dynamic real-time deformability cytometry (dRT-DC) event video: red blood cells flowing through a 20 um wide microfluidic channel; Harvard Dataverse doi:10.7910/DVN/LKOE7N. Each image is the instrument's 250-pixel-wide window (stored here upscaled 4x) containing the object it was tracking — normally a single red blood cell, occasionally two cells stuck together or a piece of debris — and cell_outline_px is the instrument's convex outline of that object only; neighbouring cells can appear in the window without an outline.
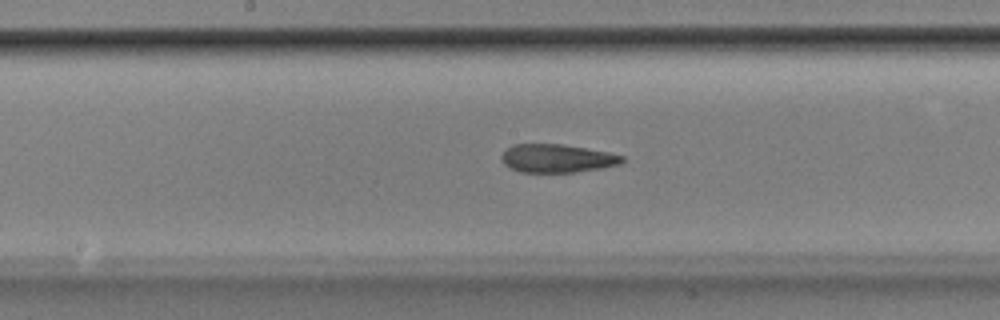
{"species": "Egyptian fruit bat (a non-hibernating species)", "species_latin": "Rousettus aegyptiacus", "temperature_condition": "room temperature", "stored_images_in_passage": 42, "camera_frame_rate_fps": 3000, "um_per_image_px": 0.085, "animal": {"sex": "male"}, "frame": {"image": 1, "passage_image": 23, "time_ms": 7.333, "image_size_px": [1000, 320], "cell_outline_px": [[624, 160], [620, 164], [600, 168], [576, 172], [520, 172], [504, 164], [500, 156], [512, 144], [560, 144], [608, 152], [624, 156]], "centroid_in_image_um": [47.34, 13.46], "position_along_channel_um": 200.9, "area_um2": 19.71}}
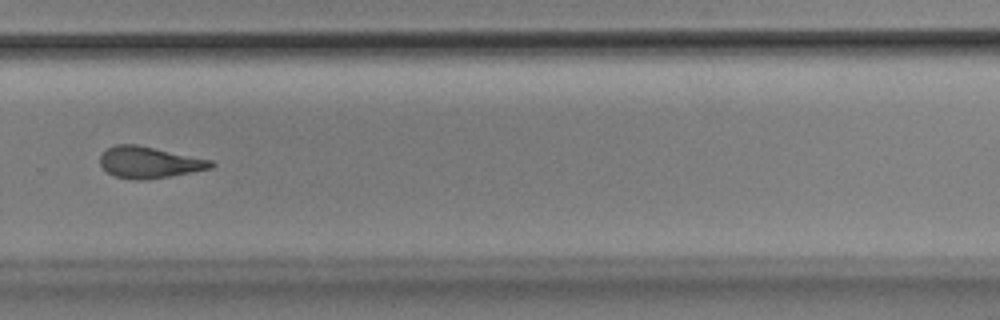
{"frame": {"image": 2, "passage_image": 32, "time_ms": 10.333, "image_size_px": [1000, 320], "cell_outline_px": [[216, 164], [212, 168], [172, 176], [144, 180], [136, 180], [116, 176], [108, 172], [100, 164], [100, 156], [108, 148], [116, 144], [136, 144], [212, 160]], "centroid_in_image_um": [12.71, 13.8], "position_along_channel_um": 317.1, "area_um2": 20.23}}
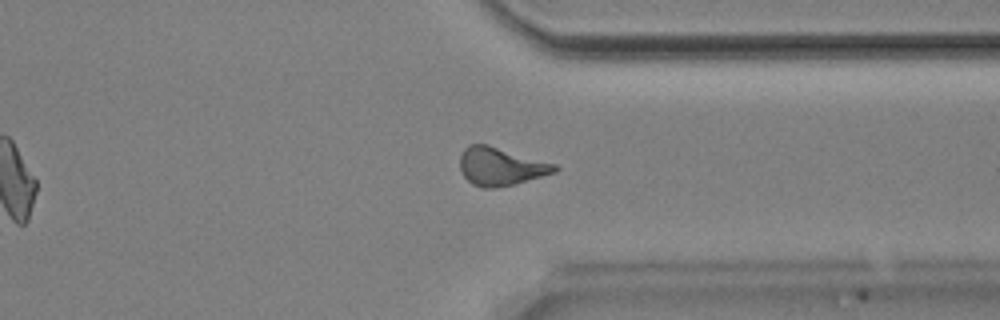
{"frame": {"image": 3, "passage_image": 36, "time_ms": 11.667, "image_size_px": [1000, 320], "cell_outline_px": [[560, 168], [556, 172], [512, 184], [496, 188], [484, 188], [472, 184], [464, 176], [460, 168], [460, 156], [464, 148], [468, 144], [488, 144], [556, 164]], "centroid_in_image_um": [42.55, 14.13], "position_along_channel_um": 368.9, "area_um2": 20.92}, "authors_computed_cell_mechanics": {"area_um2": 20.7213, "velocity_mm_per_s": 3.8913, "shape_relaxation_time_tau1_ms": 6.3502, "shape_relaxation_time_tau2_ms": 2.9809, "deformation_change_tau1": 0.1857, "deformation_change_tau2": 0.1292}}